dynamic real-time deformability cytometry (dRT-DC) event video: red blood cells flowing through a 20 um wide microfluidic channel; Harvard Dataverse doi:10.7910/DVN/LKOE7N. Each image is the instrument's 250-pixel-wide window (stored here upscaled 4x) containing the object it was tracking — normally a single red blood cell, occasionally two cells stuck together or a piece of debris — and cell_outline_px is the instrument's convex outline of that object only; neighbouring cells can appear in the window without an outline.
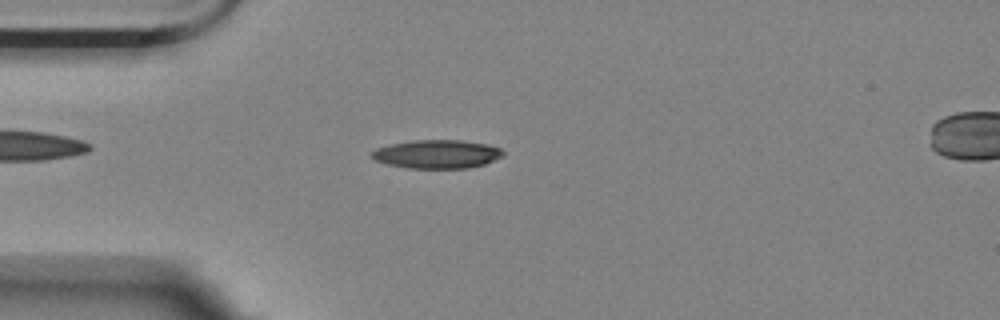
{"species": "Egyptian fruit bat (a non-hibernating species)", "species_latin": "Rousettus aegyptiacus", "temperature_condition": "room temperature", "stored_images_in_passage": 47, "camera_frame_rate_fps": 3000, "um_per_image_px": 0.085, "animal": {"sex": "female"}, "frame": {"image": 1, "passage_image": 6, "time_ms": 1.667, "image_size_px": [1000, 320], "cell_outline_px": [[504, 156], [484, 164], [468, 168], [408, 168], [388, 164], [376, 160], [372, 156], [372, 152], [376, 148], [392, 144], [412, 140], [460, 140], [488, 144], [500, 148], [504, 152]], "centroid_in_image_um": [37.18, 13.09], "position_along_channel_um": 47.8, "area_um2": 21.73}}
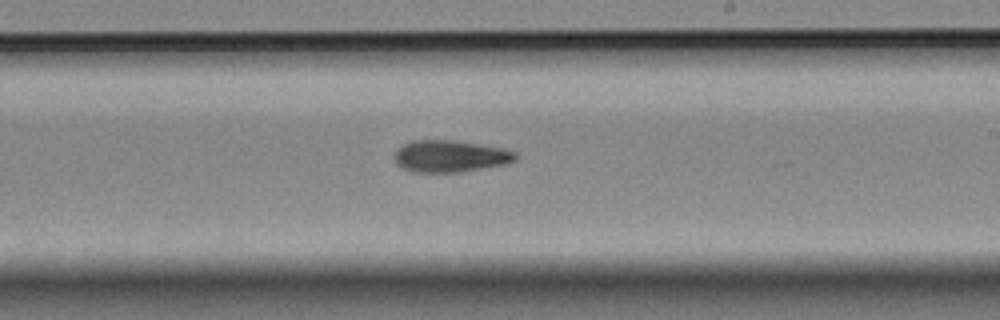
{"frame": {"image": 2, "passage_image": 24, "time_ms": 7.667, "image_size_px": [1000, 320], "cell_outline_px": [[516, 160], [504, 164], [460, 172], [412, 172], [400, 168], [396, 164], [392, 156], [396, 148], [412, 140], [452, 140], [500, 148], [516, 152]], "centroid_in_image_um": [38.16, 13.28], "position_along_channel_um": 250.8, "area_um2": 22.48}}
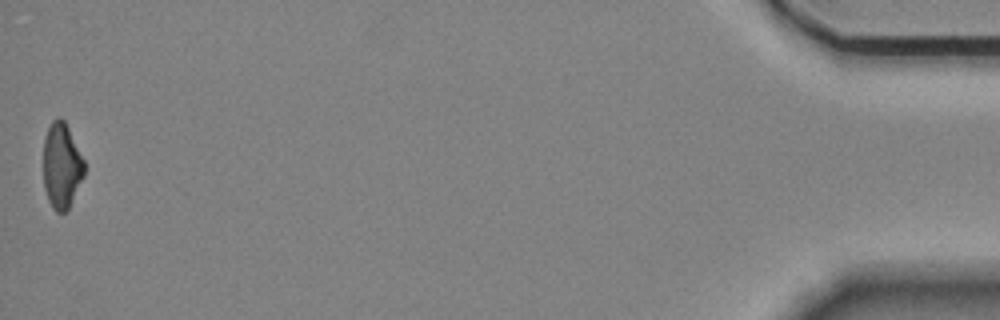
{"frame": {"image": 3, "passage_image": 47, "time_ms": 15.333, "image_size_px": [1000, 320], "cell_outline_px": [[84, 176], [68, 208], [64, 212], [56, 212], [52, 208], [48, 200], [44, 188], [44, 140], [48, 128], [52, 120], [56, 116], [60, 116], [64, 120], [84, 160]], "centroid_in_image_um": [5.23, 14.08], "position_along_channel_um": 430.0, "area_um2": 20.23}}